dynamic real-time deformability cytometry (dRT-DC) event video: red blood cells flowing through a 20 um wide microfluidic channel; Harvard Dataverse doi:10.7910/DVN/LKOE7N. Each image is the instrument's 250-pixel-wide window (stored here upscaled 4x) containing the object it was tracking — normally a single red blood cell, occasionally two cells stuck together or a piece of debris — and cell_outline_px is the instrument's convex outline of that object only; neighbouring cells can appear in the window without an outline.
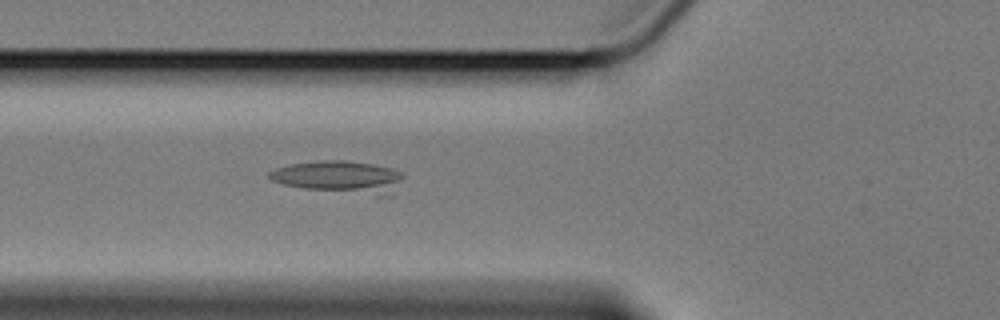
{"species": "Egyptian fruit bat (a non-hibernating species)", "species_latin": "Rousettus aegyptiacus", "temperature_condition": "cold", "stored_images_in_passage": 42, "camera_frame_rate_fps": 3000, "um_per_image_px": 0.085, "animal": {"sex": "female"}, "frame": {"image": 1, "passage_image": 13, "time_ms": 4.0, "image_size_px": [1000, 320], "cell_outline_px": [[404, 176], [392, 196], [376, 196], [304, 188], [284, 184], [272, 180], [268, 176], [268, 172], [276, 168], [292, 164], [316, 160], [344, 160], [372, 164], [392, 168], [400, 172]], "centroid_in_image_um": [28.9, 15.05], "position_along_channel_um": 96.9, "area_um2": 25.37}}
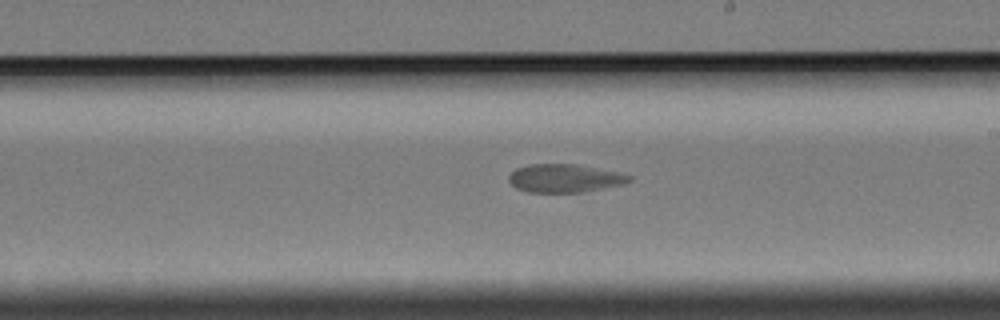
{"frame": {"image": 2, "passage_image": 26, "time_ms": 8.333, "image_size_px": [1000, 320], "cell_outline_px": [[632, 180], [620, 184], [604, 188], [584, 192], [528, 192], [516, 188], [508, 180], [508, 176], [516, 168], [528, 164], [576, 164], [632, 176]], "centroid_in_image_um": [47.93, 15.15], "position_along_channel_um": 241.1, "area_um2": 19.54}}
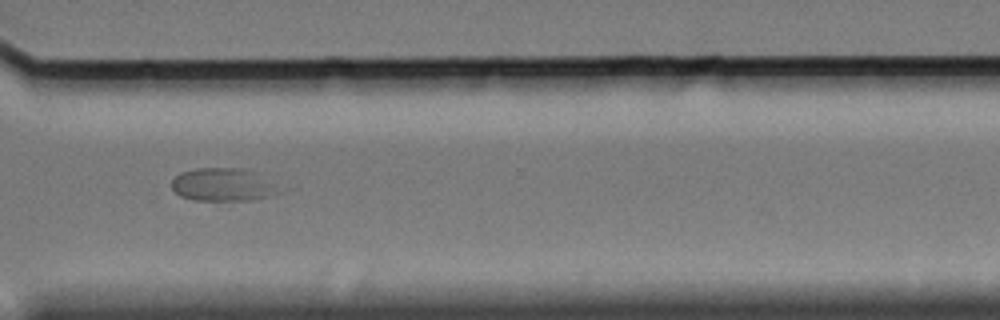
{"frame": {"image": 3, "passage_image": 36, "time_ms": 11.667, "image_size_px": [1000, 320], "cell_outline_px": [[272, 196], [252, 200], [192, 200], [180, 196], [172, 188], [172, 180], [180, 172], [196, 168], [244, 168]], "centroid_in_image_um": [18.55, 15.71], "position_along_channel_um": 352.0, "area_um2": 18.67}}